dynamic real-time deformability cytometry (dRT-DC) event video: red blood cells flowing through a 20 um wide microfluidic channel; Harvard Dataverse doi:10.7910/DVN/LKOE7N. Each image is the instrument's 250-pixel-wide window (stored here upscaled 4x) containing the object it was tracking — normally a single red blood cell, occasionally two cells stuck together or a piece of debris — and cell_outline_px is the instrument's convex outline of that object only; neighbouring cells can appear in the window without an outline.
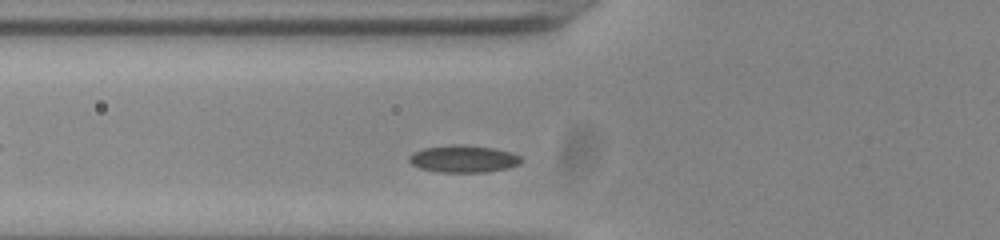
{"species": "common noctule bat (a hibernating species)", "species_latin": "Nyctalus noctula", "temperature_condition": "room temperature", "stored_images_in_passage": 35, "camera_frame_rate_fps": 3000, "um_per_image_px": 0.085, "animal": {"sex": "male", "body_mass_g": 20.0, "forearm_length_mm": 53.3}, "frame": {"image": 1, "passage_image": 5, "time_ms": 1.333, "image_size_px": [1000, 240], "cell_outline_px": [[524, 160], [520, 164], [508, 168], [484, 172], [440, 172], [420, 168], [412, 164], [408, 160], [408, 156], [412, 152], [424, 148], [452, 144], [464, 144], [492, 148], [512, 152], [520, 156]], "centroid_in_image_um": [39.4, 13.49], "position_along_channel_um": 86.4, "area_um2": 17.92}}
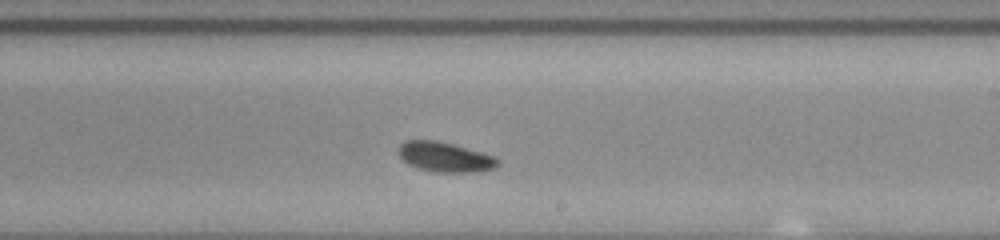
{"frame": {"image": 2, "passage_image": 18, "time_ms": 5.667, "image_size_px": [1000, 240], "cell_outline_px": [[500, 164], [492, 168], [480, 172], [436, 172], [416, 168], [408, 164], [400, 156], [400, 144], [404, 140], [436, 140], [452, 144], [496, 156], [500, 160]], "centroid_in_image_um": [37.85, 13.35], "position_along_channel_um": 251.1, "area_um2": 17.28}}
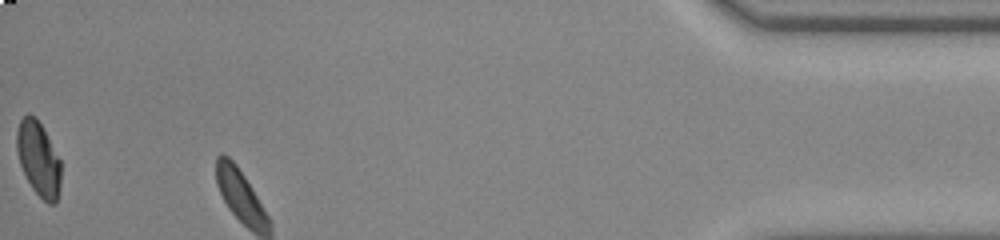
{"frame": {"image": 3, "passage_image": 35, "time_ms": 11.333, "image_size_px": [1000, 240], "cell_outline_px": [[60, 188], [56, 200], [52, 204], [48, 204], [32, 188], [20, 164], [16, 148], [16, 132], [20, 120], [28, 112], [36, 116], [60, 160]], "centroid_in_image_um": [3.25, 13.47], "position_along_channel_um": 431.9, "area_um2": 18.9}, "authors_computed_cell_mechanics": {"area_um2": 17.2822, "velocity_mm_per_s": 3.8061, "shape_relaxation_time_tau1_ms": 2.1303, "shape_relaxation_time_tau2_ms": 4.7882, "deformation_change_tau1": 0.0841, "deformation_change_tau2": 0.0822}}